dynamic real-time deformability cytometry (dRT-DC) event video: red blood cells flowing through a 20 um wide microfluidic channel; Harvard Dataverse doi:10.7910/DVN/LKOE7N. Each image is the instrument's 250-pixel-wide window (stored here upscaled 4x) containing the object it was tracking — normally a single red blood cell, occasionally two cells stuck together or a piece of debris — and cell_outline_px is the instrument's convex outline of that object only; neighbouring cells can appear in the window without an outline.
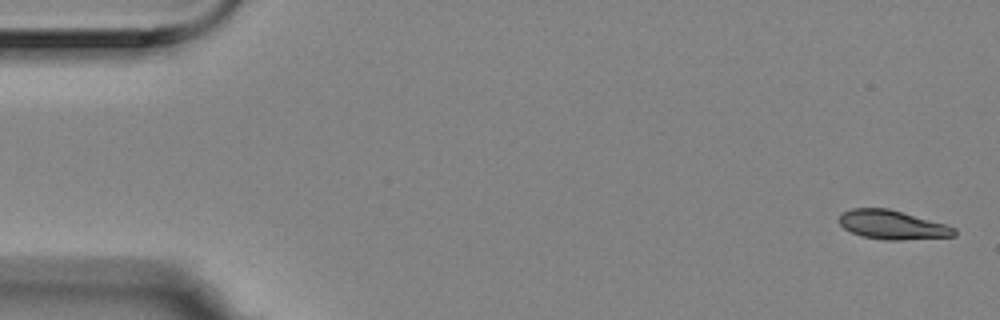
{"species": "Egyptian fruit bat (a non-hibernating species)", "species_latin": "Rousettus aegyptiacus", "temperature_condition": "room temperature", "stored_images_in_passage": 6, "camera_frame_rate_fps": 3000, "um_per_image_px": 0.085, "animal": {"sex": "female"}, "frame": {"image": 1, "passage_image": 1, "time_ms": 0.0, "image_size_px": [1000, 320], "cell_outline_px": [[956, 236], [900, 240], [884, 240], [860, 236], [844, 228], [836, 220], [844, 212], [852, 208], [888, 208], [948, 224], [956, 228]], "centroid_in_image_um": [75.87, 19.11], "position_along_channel_um": 9.1, "area_um2": 19.65}}
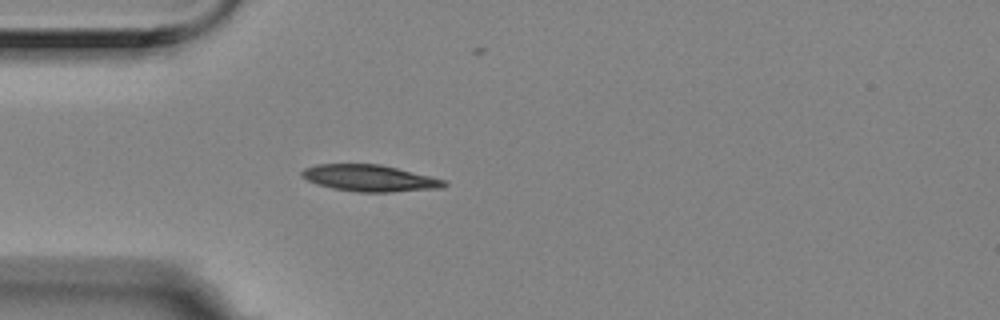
{"frame": {"image": 2, "passage_image": 5, "time_ms": 1.333, "image_size_px": [1000, 320], "cell_outline_px": [[448, 184], [444, 188], [388, 192], [360, 192], [332, 188], [316, 184], [300, 176], [300, 172], [304, 168], [316, 164], [380, 164], [432, 176], [448, 180]], "centroid_in_image_um": [31.45, 15.14], "position_along_channel_um": 53.5, "area_um2": 22.25}}